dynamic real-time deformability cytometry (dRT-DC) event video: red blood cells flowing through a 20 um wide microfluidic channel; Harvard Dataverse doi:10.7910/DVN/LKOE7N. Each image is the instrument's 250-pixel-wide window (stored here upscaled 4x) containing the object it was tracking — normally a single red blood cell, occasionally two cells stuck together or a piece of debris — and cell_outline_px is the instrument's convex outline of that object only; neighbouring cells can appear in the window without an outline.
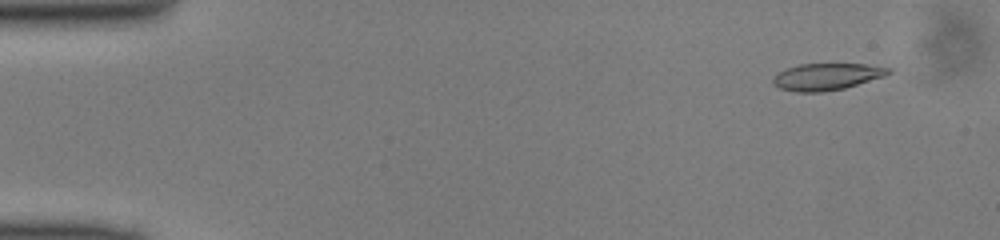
{"species": "common noctule bat (a hibernating species)", "species_latin": "Nyctalus noctula", "temperature_condition": "cold", "stored_images_in_passage": 49, "camera_frame_rate_fps": 3000, "um_per_image_px": 0.085, "animal": {"sex": "male", "body_mass_g": 13.0, "forearm_length_mm": 53.1}, "frame": {"image": 1, "passage_image": 4, "time_ms": 1.0, "image_size_px": [1000, 240], "cell_outline_px": [[892, 72], [884, 76], [844, 88], [824, 92], [796, 92], [780, 88], [772, 84], [772, 80], [780, 72], [788, 68], [800, 64], [864, 64], [892, 68]], "centroid_in_image_um": [70.29, 6.52], "position_along_channel_um": 14.7, "area_um2": 17.86}}
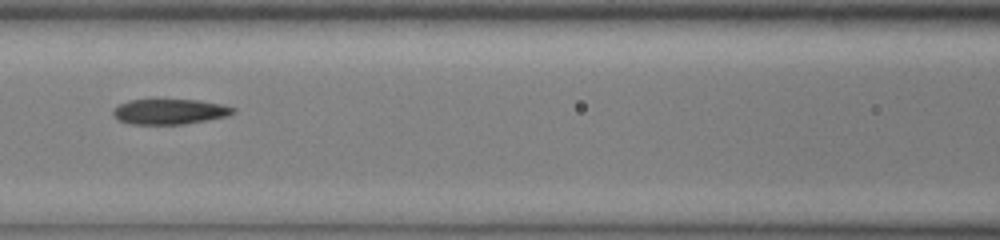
{"frame": {"image": 2, "passage_image": 22, "time_ms": 7.0, "image_size_px": [1000, 240], "cell_outline_px": [[236, 112], [224, 116], [184, 124], [132, 124], [120, 120], [112, 112], [120, 104], [128, 100], [156, 96], [200, 100], [220, 104], [236, 108]], "centroid_in_image_um": [14.4, 9.42], "position_along_channel_um": 152.2, "area_um2": 18.32}}
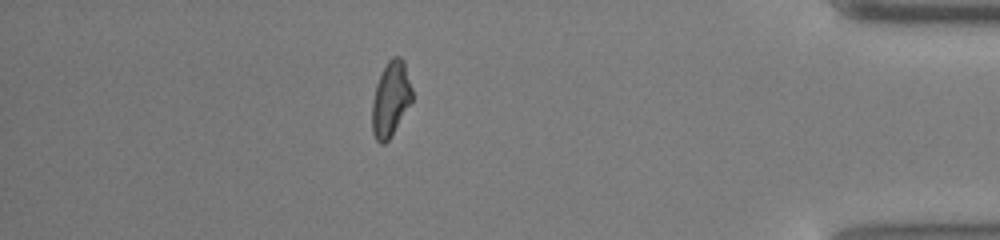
{"frame": {"image": 3, "passage_image": 43, "time_ms": 14.0, "image_size_px": [1000, 240], "cell_outline_px": [[412, 100], [388, 140], [384, 144], [380, 144], [376, 140], [372, 132], [372, 100], [376, 84], [388, 60], [392, 56], [400, 56], [404, 60], [412, 88]], "centroid_in_image_um": [33.2, 8.39], "position_along_channel_um": 402.0, "area_um2": 17.34}}